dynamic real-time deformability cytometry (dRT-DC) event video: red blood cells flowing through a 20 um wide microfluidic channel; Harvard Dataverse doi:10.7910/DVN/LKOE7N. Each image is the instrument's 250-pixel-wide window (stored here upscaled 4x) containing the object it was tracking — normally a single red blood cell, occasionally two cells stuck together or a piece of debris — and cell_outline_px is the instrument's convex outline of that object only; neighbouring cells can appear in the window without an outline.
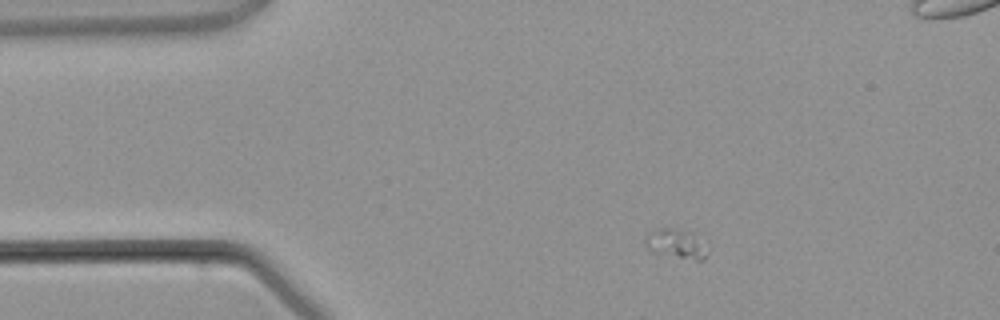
{"species": "common noctule bat (a hibernating species)", "species_latin": "Nyctalus noctula", "temperature_condition": "warm", "stored_images_in_passage": 4, "camera_frame_rate_fps": 3000, "um_per_image_px": 0.085, "animal": {"sex": "male", "body_mass_g": 21.5, "forearm_length_mm": 52.0}, "frame": {"image": 1, "passage_image": 1, "time_ms": 0.0, "image_size_px": [1000, 320], "cell_outline_px": [[704, 260], [696, 260], [652, 252], [648, 248], [644, 240], [644, 236], [648, 232], [656, 228], [672, 228], [692, 232], [700, 240], [704, 256]], "centroid_in_image_um": [57.35, 20.68], "position_along_channel_um": 27.7, "area_um2": 10.23}}